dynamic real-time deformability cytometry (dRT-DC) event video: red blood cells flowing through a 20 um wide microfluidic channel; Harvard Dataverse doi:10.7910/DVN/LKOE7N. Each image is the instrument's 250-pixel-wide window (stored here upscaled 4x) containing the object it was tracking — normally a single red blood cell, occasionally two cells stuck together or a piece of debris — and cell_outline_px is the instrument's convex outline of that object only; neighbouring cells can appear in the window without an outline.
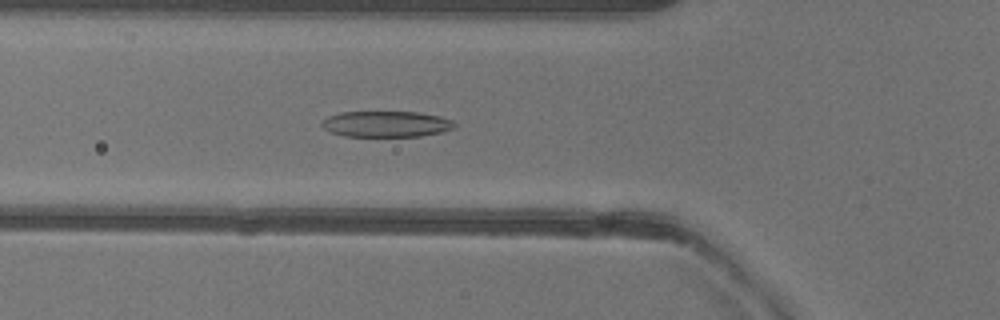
{"species": "common noctule bat (a hibernating species)", "species_latin": "Nyctalus noctula", "temperature_condition": "warm", "stored_images_in_passage": 46, "camera_frame_rate_fps": 3000, "um_per_image_px": 0.085, "animal": {"sex": "female"}, "frame": {"image": 1, "passage_image": 13, "time_ms": 4.0, "image_size_px": [1000, 320], "cell_outline_px": [[456, 124], [452, 128], [440, 132], [420, 136], [344, 136], [332, 132], [324, 128], [320, 124], [328, 116], [340, 112], [416, 112], [440, 116], [452, 120]], "centroid_in_image_um": [32.81, 10.54], "position_along_channel_um": 93.0, "area_um2": 19.88}}
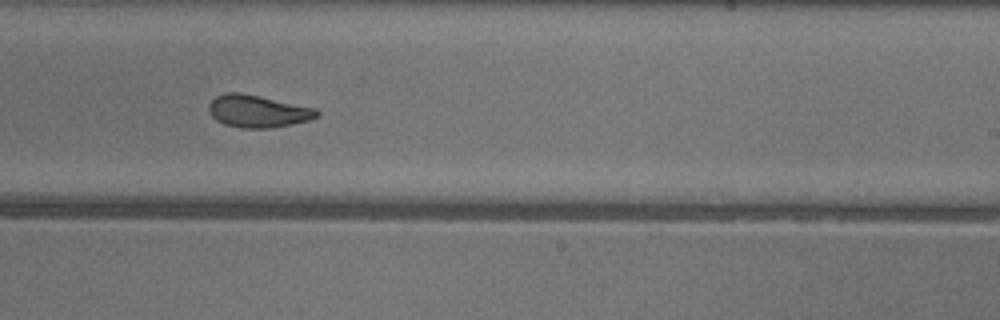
{"frame": {"image": 2, "passage_image": 26, "time_ms": 8.333, "image_size_px": [1000, 320], "cell_outline_px": [[320, 116], [308, 120], [272, 128], [240, 128], [224, 124], [216, 120], [208, 112], [208, 104], [216, 96], [228, 92], [240, 92], [260, 96], [316, 108], [320, 112]], "centroid_in_image_um": [21.9, 9.45], "position_along_channel_um": 267.1, "area_um2": 20.46}}
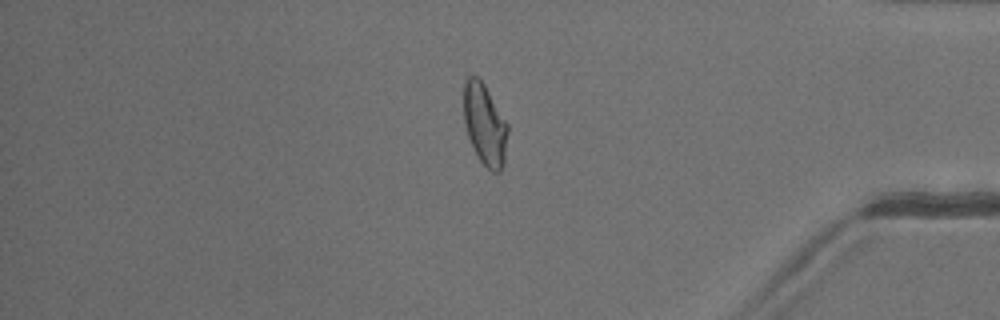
{"frame": {"image": 3, "passage_image": 38, "time_ms": 12.333, "image_size_px": [1000, 320], "cell_outline_px": [[508, 132], [504, 164], [500, 172], [492, 172], [480, 160], [468, 136], [464, 120], [464, 84], [468, 76], [476, 76], [484, 84], [508, 124]], "centroid_in_image_um": [41.22, 10.59], "position_along_channel_um": 394.0, "area_um2": 20.63}, "authors_computed_cell_mechanics": {"area_um2": 20.7502, "velocity_mm_per_s": 4.0051, "shape_relaxation_time_tau1_ms": 8.9512, "shape_relaxation_time_tau2_ms": 1.3433, "deformation_change_tau1": 0.2518, "deformation_change_tau2": 0.0792}}